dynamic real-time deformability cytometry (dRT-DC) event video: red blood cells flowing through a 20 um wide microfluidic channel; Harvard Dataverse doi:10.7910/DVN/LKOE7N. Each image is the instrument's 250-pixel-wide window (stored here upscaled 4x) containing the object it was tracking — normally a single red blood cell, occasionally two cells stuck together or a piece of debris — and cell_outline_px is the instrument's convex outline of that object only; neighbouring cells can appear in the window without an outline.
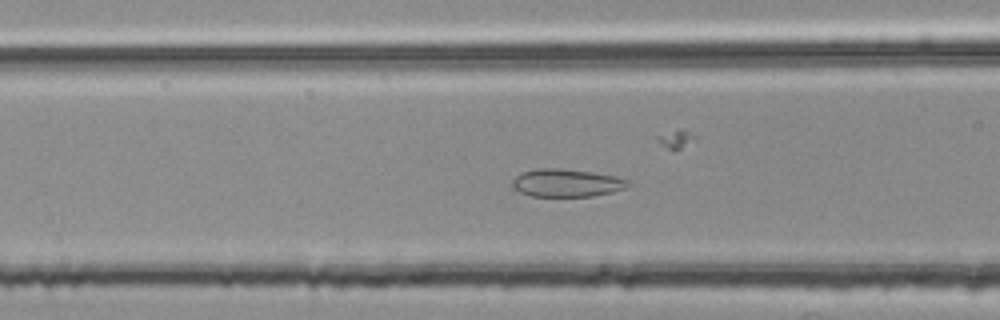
{"species": "common noctule bat (a hibernating species)", "species_latin": "Nyctalus noctula", "temperature_condition": "room temperature", "stored_images_in_passage": 52, "segment_of_instrument_passage": [2, 2], "camera_frame_rate_fps": 3000, "um_per_image_px": 0.085, "animal": {"sex": "female", "body_mass_g": 25.1}, "frame": {"image": 1, "passage_image": 21, "time_ms": 6.667, "image_size_px": [1000, 320], "cell_outline_px": [[632, 184], [624, 188], [612, 192], [592, 196], [532, 196], [520, 192], [512, 188], [512, 180], [520, 172], [536, 168], [556, 168], [592, 172], [612, 176], [628, 180]], "centroid_in_image_um": [48.11, 15.54], "position_along_channel_um": 118.5, "area_um2": 18.73}}
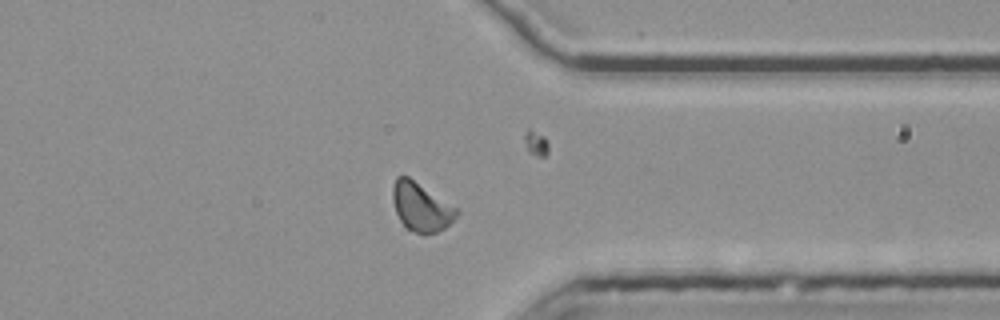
{"frame": {"image": 2, "passage_image": 42, "time_ms": 13.667, "image_size_px": [1000, 320], "cell_outline_px": [[460, 212], [444, 228], [436, 232], [412, 232], [400, 220], [396, 212], [392, 200], [392, 188], [396, 176], [408, 176], [460, 208]], "centroid_in_image_um": [35.81, 17.54], "position_along_channel_um": 375.6, "area_um2": 18.09}}
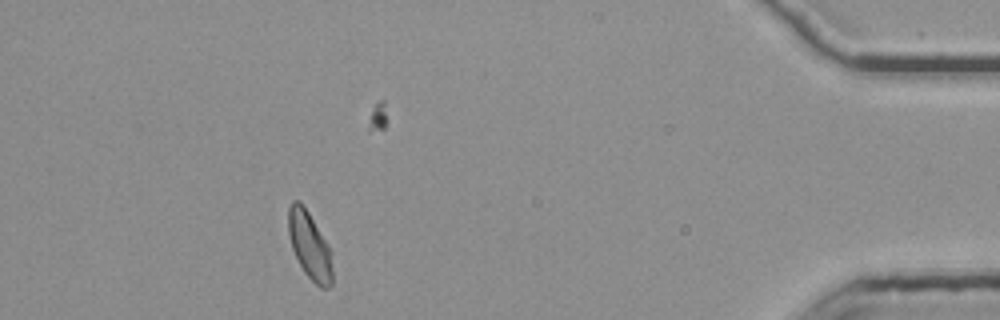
{"frame": {"image": 3, "passage_image": 49, "time_ms": 16.0, "image_size_px": [1000, 320], "cell_outline_px": [[332, 284], [328, 288], [320, 288], [304, 272], [292, 248], [288, 232], [288, 208], [292, 200], [296, 200], [308, 212], [328, 244], [332, 252]], "centroid_in_image_um": [26.33, 20.9], "position_along_channel_um": 408.9, "area_um2": 17.11}}